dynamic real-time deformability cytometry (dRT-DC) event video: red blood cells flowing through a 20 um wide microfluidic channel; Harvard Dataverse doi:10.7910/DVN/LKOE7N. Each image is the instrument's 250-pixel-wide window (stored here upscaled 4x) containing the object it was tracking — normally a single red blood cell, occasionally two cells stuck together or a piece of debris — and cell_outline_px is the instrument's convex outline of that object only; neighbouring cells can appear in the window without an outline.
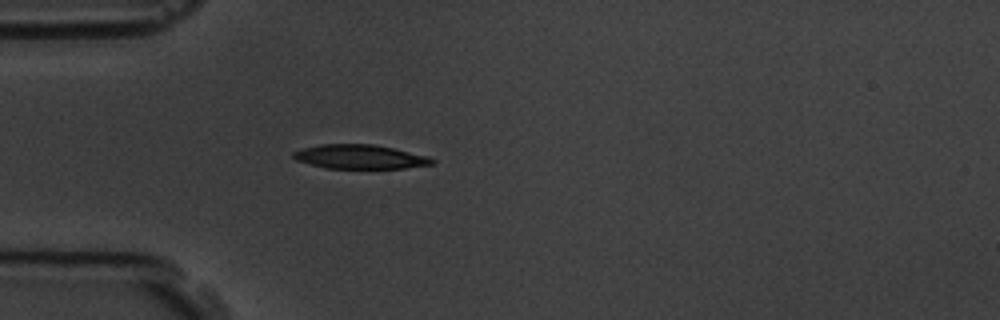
{"species": "common noctule bat (a hibernating species)", "species_latin": "Nyctalus noctula", "temperature_condition": "room temperature", "stored_images_in_passage": 1, "camera_frame_rate_fps": 3000, "um_per_image_px": 0.085, "animal": {"sex": "male", "body_mass_g": 19.5, "forearm_length_mm": 54.6}, "frame": {"image": 1, "passage_image": 1, "time_ms": 0.0, "image_size_px": [1000, 320], "cell_outline_px": [[436, 160], [432, 164], [404, 168], [324, 168], [296, 160], [292, 156], [292, 152], [300, 148], [320, 144], [376, 144], [428, 156]], "centroid_in_image_um": [30.56, 13.32], "position_along_channel_um": 54.4, "area_um2": 19.59}}